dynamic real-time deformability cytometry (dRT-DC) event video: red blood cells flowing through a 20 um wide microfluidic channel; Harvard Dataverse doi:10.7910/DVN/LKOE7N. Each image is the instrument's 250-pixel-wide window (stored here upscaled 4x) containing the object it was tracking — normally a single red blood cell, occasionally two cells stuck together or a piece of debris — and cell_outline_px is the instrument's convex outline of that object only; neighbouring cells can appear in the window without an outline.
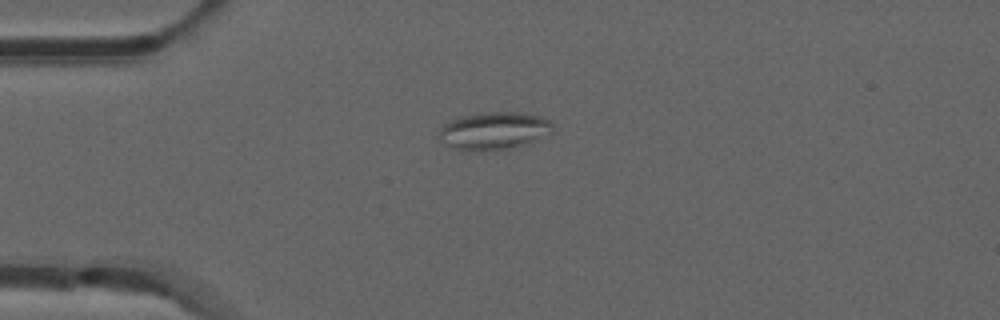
{"species": "common noctule bat (a hibernating species)", "species_latin": "Nyctalus noctula", "temperature_condition": "room temperature", "stored_images_in_passage": 40, "camera_frame_rate_fps": 3000, "um_per_image_px": 0.085, "animal": {"sex": "male", "forearm_length_mm": 52.5}, "frame": {"image": 1, "passage_image": 1, "time_ms": 0.0, "image_size_px": [1000, 320], "cell_outline_px": [[552, 132], [508, 148], [456, 148], [444, 144], [436, 136], [440, 128], [444, 124], [452, 120], [464, 116], [484, 112], [516, 112], [540, 116], [548, 120], [552, 124]], "centroid_in_image_um": [41.93, 11.06], "position_along_channel_um": 43.1, "area_um2": 23.64}}
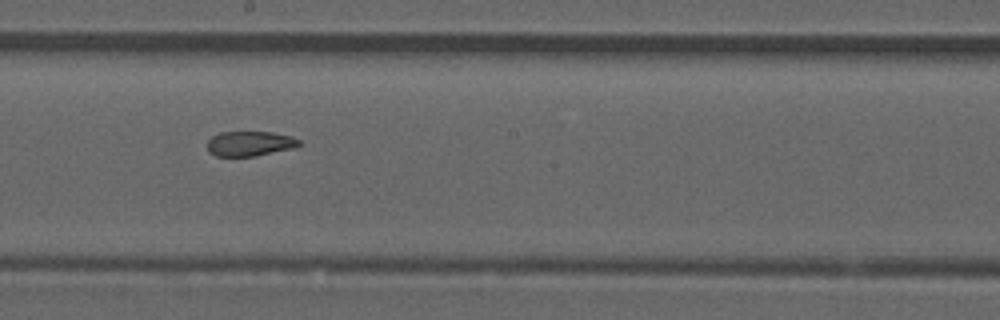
{"frame": {"image": 2, "passage_image": 17, "time_ms": 5.333, "image_size_px": [1000, 320], "cell_outline_px": [[300, 144], [296, 148], [256, 156], [216, 156], [208, 152], [208, 140], [212, 136], [220, 132], [272, 132], [292, 136], [300, 140]], "centroid_in_image_um": [21.26, 12.21], "position_along_channel_um": 226.9, "area_um2": 13.47}}
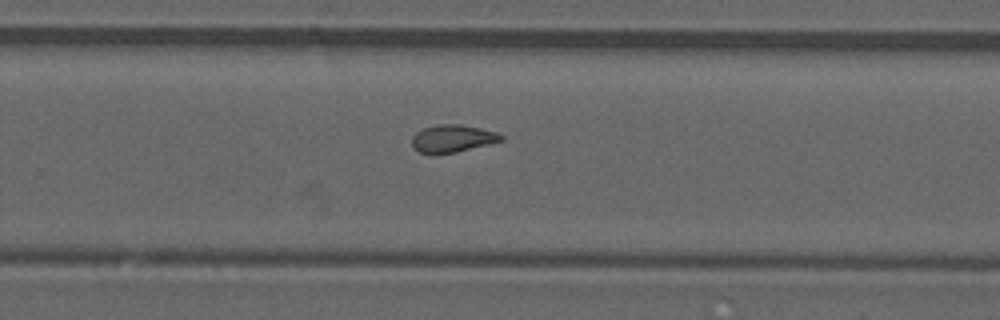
{"frame": {"image": 3, "passage_image": 22, "time_ms": 7.0, "image_size_px": [1000, 320], "cell_outline_px": [[504, 140], [456, 152], [432, 156], [420, 152], [412, 148], [412, 136], [416, 132], [424, 128], [440, 124], [460, 124], [480, 128], [496, 132], [504, 136]], "centroid_in_image_um": [38.42, 11.8], "position_along_channel_um": 291.4, "area_um2": 14.51}, "authors_computed_cell_mechanics": {"area_um2": 14.5078, "velocity_mm_per_s": 3.8696, "shape_relaxation_time_tau1_ms": null, "shape_relaxation_time_tau2_ms": 2.7247, "deformation_change_tau1": null, "deformation_change_tau2": 0.0951}}